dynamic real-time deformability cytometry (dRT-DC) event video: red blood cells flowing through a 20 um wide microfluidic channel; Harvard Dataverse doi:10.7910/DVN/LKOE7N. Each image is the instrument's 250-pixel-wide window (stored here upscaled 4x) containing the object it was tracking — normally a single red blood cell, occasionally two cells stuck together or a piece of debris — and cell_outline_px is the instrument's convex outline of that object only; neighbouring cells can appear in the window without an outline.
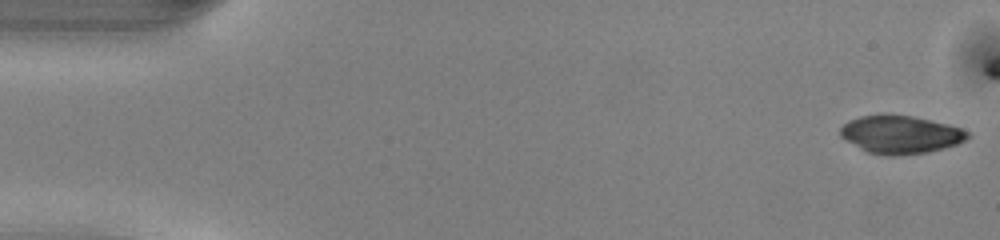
{"species": "common noctule bat (a hibernating species)", "species_latin": "Nyctalus noctula", "temperature_condition": "warm", "stored_images_in_passage": 43, "camera_frame_rate_fps": 3000, "um_per_image_px": 0.085, "animal": {"sex": "male", "body_mass_g": 13.0, "forearm_length_mm": 53.1}, "frame": {"image": 1, "passage_image": 1, "time_ms": 0.0, "image_size_px": [1000, 240], "cell_outline_px": [[972, 136], [956, 144], [944, 148], [928, 152], [896, 156], [888, 156], [868, 152], [860, 148], [840, 136], [840, 128], [848, 120], [860, 116], [884, 112], [912, 116], [948, 124], [960, 128], [968, 132]], "centroid_in_image_um": [76.52, 11.41], "position_along_channel_um": 8.5, "area_um2": 28.5}}